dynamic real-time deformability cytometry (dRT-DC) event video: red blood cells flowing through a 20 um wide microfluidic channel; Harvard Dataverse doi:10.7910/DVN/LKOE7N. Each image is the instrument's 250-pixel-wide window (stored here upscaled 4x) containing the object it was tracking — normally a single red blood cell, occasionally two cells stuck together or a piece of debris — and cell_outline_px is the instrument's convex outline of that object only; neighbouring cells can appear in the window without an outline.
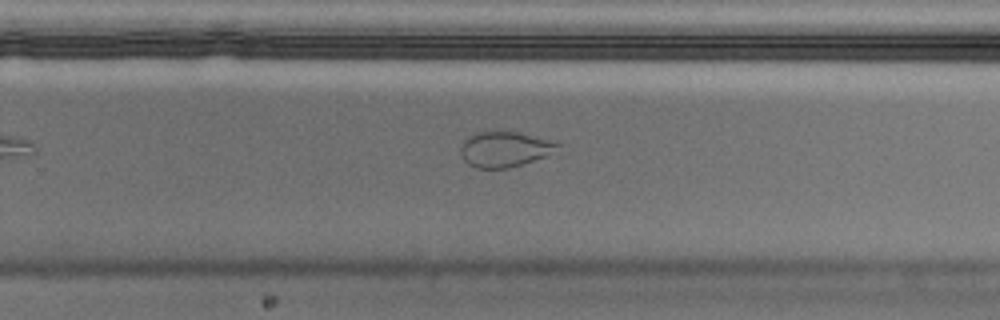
{"species": "Egyptian fruit bat (a non-hibernating species)", "species_latin": "Rousettus aegyptiacus", "temperature_condition": "cold", "stored_images_in_passage": 32, "camera_frame_rate_fps": 3000, "um_per_image_px": 0.085, "animal": {"sex": "male"}, "frame": {"image": 1, "passage_image": 19, "time_ms": 6.0, "image_size_px": [1000, 320], "cell_outline_px": [[560, 144], [544, 156], [508, 168], [476, 168], [468, 164], [464, 160], [460, 152], [460, 148], [464, 140], [468, 136], [476, 132], [516, 132], [548, 140]], "centroid_in_image_um": [42.78, 12.69], "position_along_channel_um": 287.0, "area_um2": 19.31}}
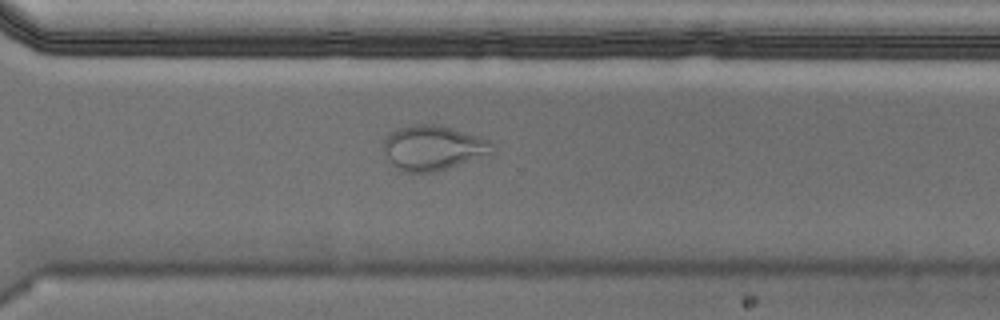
{"frame": {"image": 2, "passage_image": 23, "time_ms": 7.333, "image_size_px": [1000, 320], "cell_outline_px": [[496, 152], [492, 156], [448, 168], [432, 172], [404, 172], [392, 168], [384, 152], [384, 140], [392, 132], [400, 128], [412, 124], [436, 124], [480, 136], [488, 140], [492, 144]], "centroid_in_image_um": [36.86, 12.59], "position_along_channel_um": 333.7, "area_um2": 28.9}}